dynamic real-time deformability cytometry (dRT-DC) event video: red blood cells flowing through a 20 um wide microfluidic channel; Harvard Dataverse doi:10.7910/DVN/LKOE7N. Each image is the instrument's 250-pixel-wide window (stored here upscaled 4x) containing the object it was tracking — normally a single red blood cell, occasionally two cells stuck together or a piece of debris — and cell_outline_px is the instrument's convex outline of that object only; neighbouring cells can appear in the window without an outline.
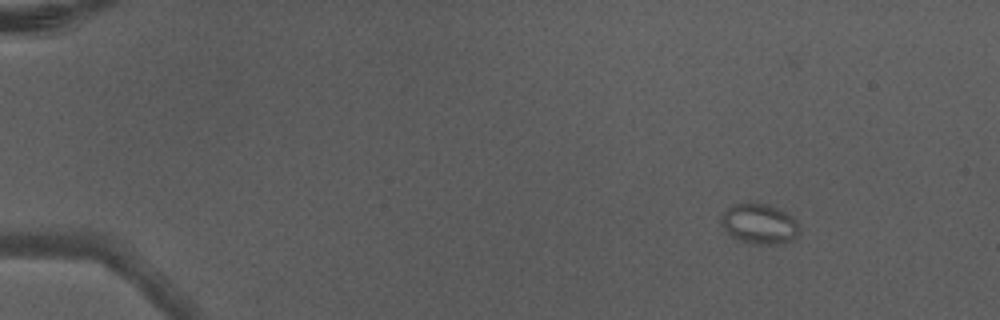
{"species": "Egyptian fruit bat (a non-hibernating species)", "species_latin": "Rousettus aegyptiacus", "temperature_condition": "warm", "stored_images_in_passage": 6, "camera_frame_rate_fps": 3000, "um_per_image_px": 0.085, "animal": {"sex": "male"}, "frame": {"image": 1, "passage_image": 1, "time_ms": 0.0, "image_size_px": [1000, 320], "cell_outline_px": [[800, 232], [792, 240], [784, 244], [756, 244], [736, 240], [720, 224], [720, 216], [728, 208], [736, 204], [768, 204], [792, 216], [796, 220]], "centroid_in_image_um": [64.55, 19.06], "position_along_channel_um": 20.5, "area_um2": 18.21}}